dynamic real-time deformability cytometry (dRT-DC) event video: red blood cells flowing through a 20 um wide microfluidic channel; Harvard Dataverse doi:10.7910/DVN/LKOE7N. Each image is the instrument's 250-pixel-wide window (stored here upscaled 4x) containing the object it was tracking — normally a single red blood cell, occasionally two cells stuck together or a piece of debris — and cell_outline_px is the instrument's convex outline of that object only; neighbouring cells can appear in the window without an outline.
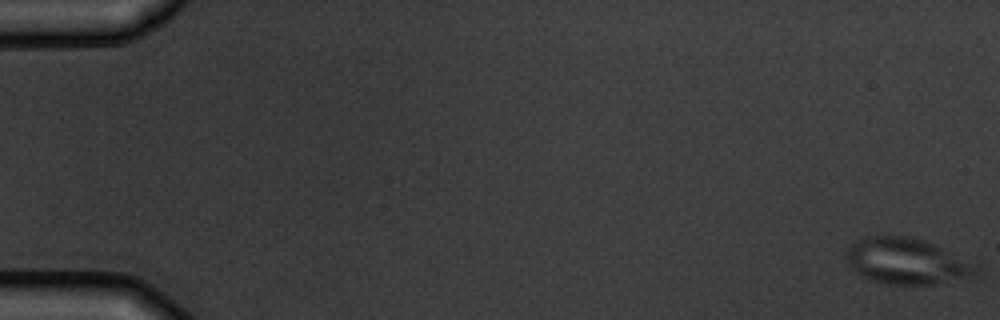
{"species": "common noctule bat (a hibernating species)", "species_latin": "Nyctalus noctula", "temperature_condition": "warm", "stored_images_in_passage": 6, "camera_frame_rate_fps": 3000, "um_per_image_px": 0.085, "animal": {"sex": "male", "body_mass_g": 19.5, "forearm_length_mm": 54.6}, "frame": {"image": 1, "passage_image": 1, "time_ms": 0.0, "image_size_px": [1000, 320], "cell_outline_px": [[980, 268], [972, 276], [932, 284], [888, 284], [872, 280], [856, 272], [848, 264], [844, 252], [856, 240], [864, 236], [908, 236], [924, 240]], "centroid_in_image_um": [76.96, 22.19], "position_along_channel_um": 8.0, "area_um2": 33.99}}